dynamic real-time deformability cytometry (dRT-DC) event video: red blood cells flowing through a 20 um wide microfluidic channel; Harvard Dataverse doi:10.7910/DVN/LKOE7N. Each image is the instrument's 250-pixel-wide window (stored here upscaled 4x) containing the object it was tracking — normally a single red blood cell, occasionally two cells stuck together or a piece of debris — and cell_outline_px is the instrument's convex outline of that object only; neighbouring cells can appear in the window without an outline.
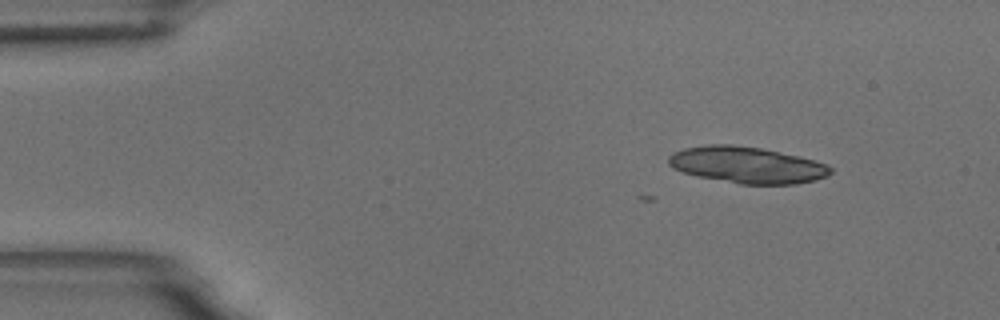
{"species": "common noctule bat (a hibernating species)", "species_latin": "Nyctalus noctula", "temperature_condition": "room temperature", "stored_images_in_passage": 8, "camera_frame_rate_fps": 3000, "um_per_image_px": 0.085, "animal": {"sex": "male", "body_mass_g": 18.8}, "frame": {"image": 1, "passage_image": 1, "time_ms": 0.0, "image_size_px": [1000, 320], "cell_outline_px": [[832, 172], [828, 176], [816, 180], [796, 184], [740, 184], [696, 176], [672, 168], [668, 164], [668, 156], [672, 152], [684, 148], [708, 144], [732, 144], [760, 148], [816, 160], [828, 164], [832, 168]], "centroid_in_image_um": [63.49, 14.02], "position_along_channel_um": 21.5, "area_um2": 34.62}}